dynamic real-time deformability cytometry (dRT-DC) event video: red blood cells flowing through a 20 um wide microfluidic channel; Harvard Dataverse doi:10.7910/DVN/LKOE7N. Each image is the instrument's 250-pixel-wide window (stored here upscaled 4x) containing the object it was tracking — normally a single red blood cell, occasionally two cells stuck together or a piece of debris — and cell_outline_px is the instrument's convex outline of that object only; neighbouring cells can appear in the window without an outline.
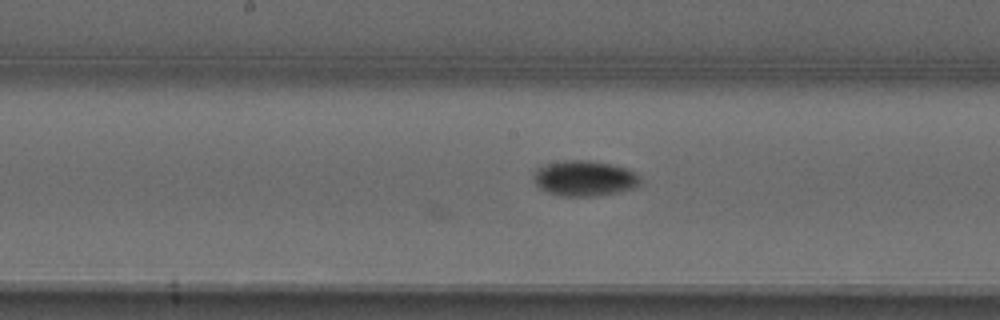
{"species": "common noctule bat (a hibernating species)", "species_latin": "Nyctalus noctula", "temperature_condition": "warm", "stored_images_in_passage": 30, "camera_frame_rate_fps": 3000, "um_per_image_px": 0.085, "animal": {"sex": "male", "forearm_length_mm": 52.5}, "frame": {"image": 1, "passage_image": 20, "time_ms": 6.333, "image_size_px": [1000, 320], "cell_outline_px": [[640, 184], [632, 188], [616, 192], [592, 196], [560, 196], [548, 192], [540, 188], [532, 180], [532, 172], [536, 168], [548, 164], [564, 160], [588, 160], [608, 164], [624, 168], [636, 172], [640, 176]], "centroid_in_image_um": [49.63, 15.15], "position_along_channel_um": 198.6, "area_um2": 21.96}}
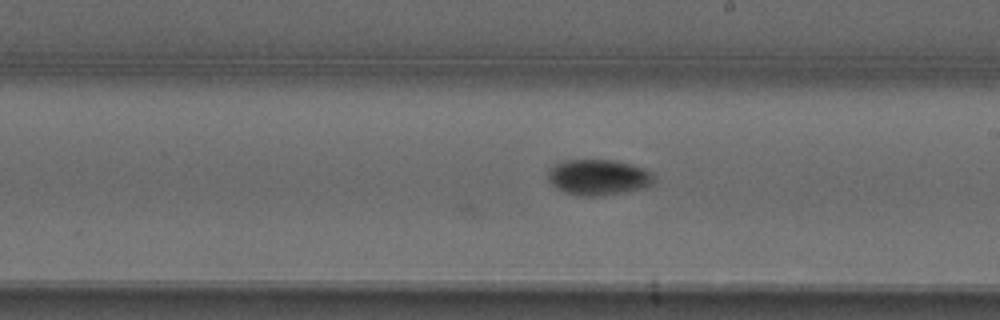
{"frame": {"image": 2, "passage_image": 23, "time_ms": 7.333, "image_size_px": [1000, 320], "cell_outline_px": [[656, 180], [652, 184], [644, 188], [624, 192], [600, 196], [580, 196], [564, 192], [556, 188], [548, 180], [548, 168], [552, 164], [564, 160], [616, 160], [632, 164], [644, 168]], "centroid_in_image_um": [50.82, 15.06], "position_along_channel_um": 238.2, "area_um2": 22.31}}
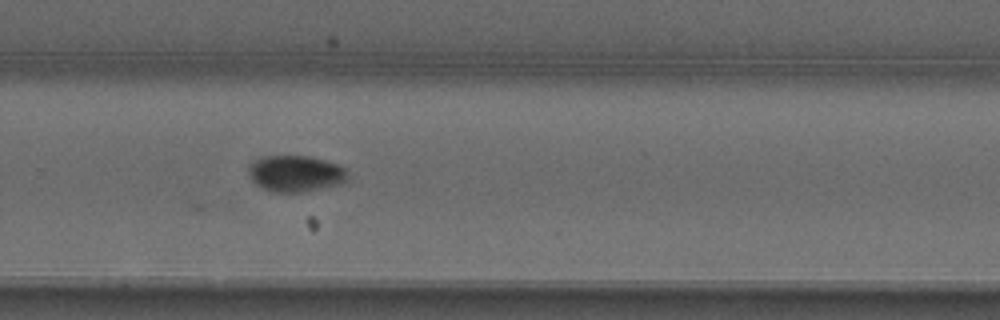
{"frame": {"image": 3, "passage_image": 28, "time_ms": 9.0, "image_size_px": [1000, 320], "cell_outline_px": [[348, 180], [336, 184], [320, 188], [300, 192], [268, 192], [260, 188], [248, 176], [248, 168], [256, 160], [264, 156], [308, 156], [324, 160], [336, 164], [344, 168], [348, 172]], "centroid_in_image_um": [25.08, 14.76], "position_along_channel_um": 304.7, "area_um2": 20.87}}